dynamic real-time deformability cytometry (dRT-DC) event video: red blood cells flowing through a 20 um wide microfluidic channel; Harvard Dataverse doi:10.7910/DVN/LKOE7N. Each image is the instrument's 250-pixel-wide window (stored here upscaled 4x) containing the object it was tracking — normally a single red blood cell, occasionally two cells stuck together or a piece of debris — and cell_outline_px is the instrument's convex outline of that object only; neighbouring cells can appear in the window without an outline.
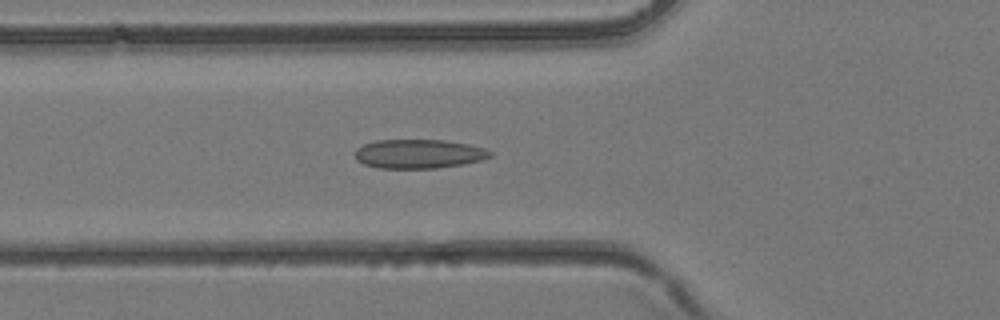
{"species": "common noctule bat (a hibernating species)", "species_latin": "Nyctalus noctula", "temperature_condition": "room temperature", "stored_images_in_passage": 33, "camera_frame_rate_fps": 3000, "um_per_image_px": 0.085, "animal": {"sex": "female", "body_mass_g": 24.6, "forearm_length_mm": 56.2}, "frame": {"image": 1, "passage_image": 8, "time_ms": 2.333, "image_size_px": [1000, 320], "cell_outline_px": [[492, 156], [480, 160], [460, 164], [436, 168], [380, 168], [364, 164], [356, 160], [356, 148], [364, 144], [376, 140], [444, 140], [468, 144], [484, 148], [492, 152]], "centroid_in_image_um": [35.58, 13.07], "position_along_channel_um": 90.2, "area_um2": 22.72}}
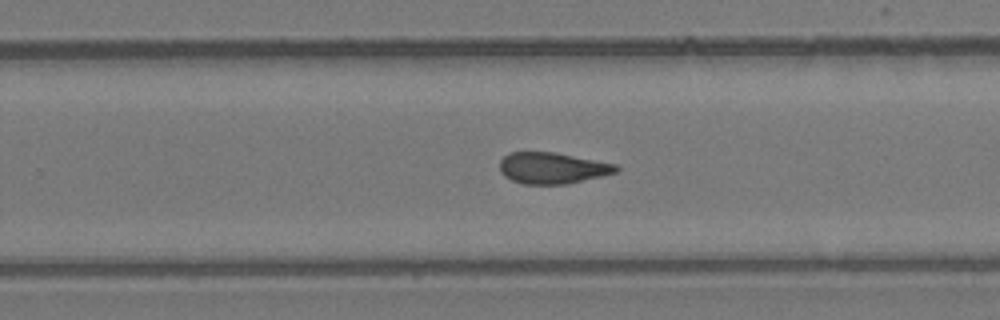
{"frame": {"image": 2, "passage_image": 19, "time_ms": 6.0, "image_size_px": [1000, 320], "cell_outline_px": [[620, 168], [616, 172], [600, 176], [564, 184], [524, 184], [512, 180], [504, 176], [500, 172], [500, 160], [508, 152], [552, 152], [616, 164]], "centroid_in_image_um": [46.9, 14.28], "position_along_channel_um": 282.9, "area_um2": 20.92}}
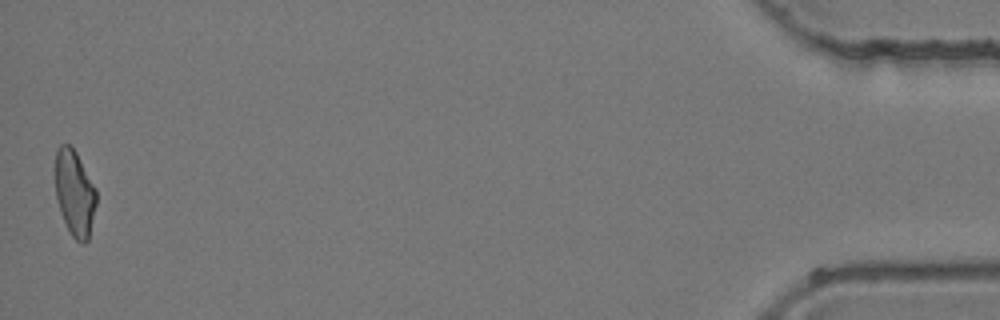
{"frame": {"image": 3, "passage_image": 33, "time_ms": 10.667, "image_size_px": [1000, 320], "cell_outline_px": [[96, 204], [88, 240], [84, 244], [80, 244], [72, 236], [64, 220], [56, 196], [56, 148], [60, 144], [72, 144], [96, 188]], "centroid_in_image_um": [6.36, 16.38], "position_along_channel_um": 428.8, "area_um2": 20.46}}